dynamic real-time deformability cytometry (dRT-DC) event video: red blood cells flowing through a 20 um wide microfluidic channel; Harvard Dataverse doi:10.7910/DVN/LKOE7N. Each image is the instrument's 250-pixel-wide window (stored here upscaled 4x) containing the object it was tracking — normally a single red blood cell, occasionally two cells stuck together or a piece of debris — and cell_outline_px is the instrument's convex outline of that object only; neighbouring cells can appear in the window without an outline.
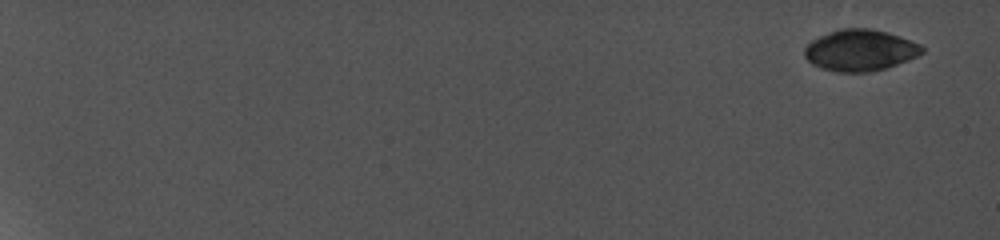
{"species": "common noctule bat (a hibernating species)", "species_latin": "Nyctalus noctula", "temperature_condition": "cold", "stored_images_in_passage": 8, "camera_frame_rate_fps": 5000, "um_per_image_px": 0.085, "animal": {"sex": "female", "body_mass_g": 19.0, "forearm_length_mm": 56.7}, "frame": {"image": 1, "passage_image": 1, "time_ms": 0.0, "image_size_px": [1000, 240], "cell_outline_px": [[924, 52], [908, 60], [884, 68], [868, 72], [836, 72], [820, 68], [812, 64], [804, 56], [804, 48], [812, 40], [820, 36], [840, 28], [872, 28], [888, 32], [900, 36], [920, 44], [924, 48]], "centroid_in_image_um": [73.1, 4.27], "position_along_channel_um": 11.9, "area_um2": 28.32}}
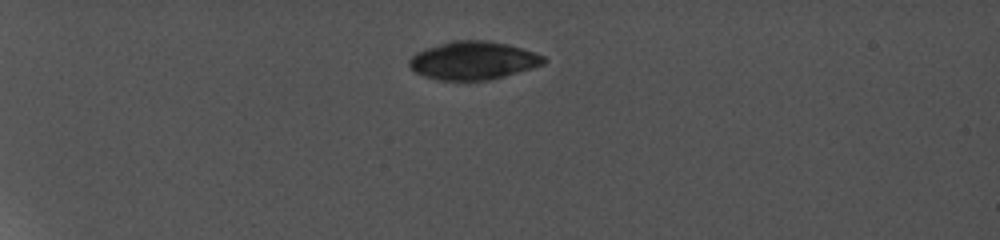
{"frame": {"image": 2, "passage_image": 6, "time_ms": 5.4, "image_size_px": [1000, 240], "cell_outline_px": [[548, 60], [544, 64], [532, 68], [492, 80], [436, 80], [424, 76], [416, 72], [408, 64], [408, 60], [416, 52], [424, 48], [452, 40], [488, 40], [508, 44], [536, 52], [544, 56]], "centroid_in_image_um": [40.24, 5.14], "position_along_channel_um": 44.8, "area_um2": 30.23}}